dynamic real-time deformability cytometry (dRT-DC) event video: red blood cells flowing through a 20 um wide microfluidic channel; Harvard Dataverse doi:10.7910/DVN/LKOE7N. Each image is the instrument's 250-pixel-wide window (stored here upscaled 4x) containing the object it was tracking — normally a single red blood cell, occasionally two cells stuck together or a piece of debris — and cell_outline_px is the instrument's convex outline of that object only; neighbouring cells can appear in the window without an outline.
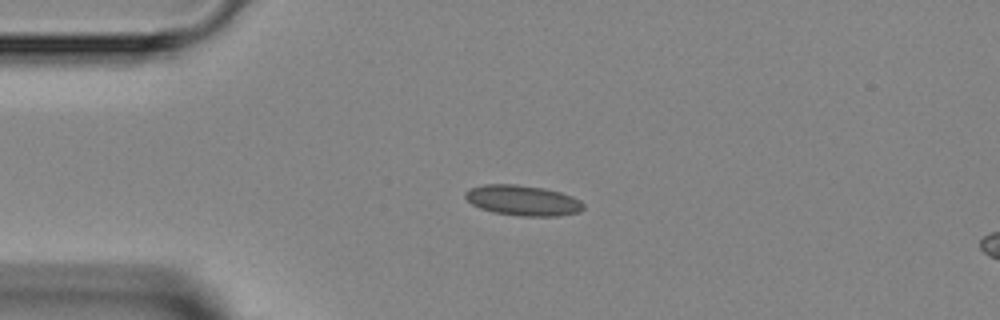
{"species": "Egyptian fruit bat (a non-hibernating species)", "species_latin": "Rousettus aegyptiacus", "temperature_condition": "room temperature", "stored_images_in_passage": 4, "camera_frame_rate_fps": 3000, "um_per_image_px": 0.085, "animal": {"sex": "female"}, "frame": {"image": 1, "passage_image": 2, "time_ms": 1.333, "image_size_px": [1000, 320], "cell_outline_px": [[584, 208], [580, 212], [556, 216], [520, 216], [496, 212], [480, 208], [472, 204], [464, 196], [464, 192], [468, 188], [484, 184], [516, 184], [544, 188], [560, 192], [572, 196], [580, 200], [584, 204]], "centroid_in_image_um": [44.43, 17.02], "position_along_channel_um": 40.6, "area_um2": 20.98}}
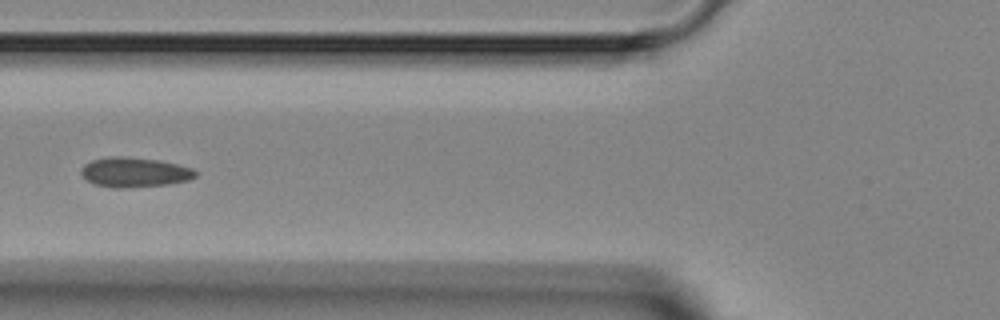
{"frame": {"image": 2, "passage_image": 4, "time_ms": 3.667, "image_size_px": [1000, 320], "cell_outline_px": [[196, 176], [188, 180], [168, 184], [128, 188], [112, 188], [92, 184], [80, 172], [80, 168], [84, 164], [92, 160], [112, 156], [120, 156], [160, 160], [192, 168], [196, 172]], "centroid_in_image_um": [11.4, 14.65], "position_along_channel_um": 114.4, "area_um2": 19.88}}